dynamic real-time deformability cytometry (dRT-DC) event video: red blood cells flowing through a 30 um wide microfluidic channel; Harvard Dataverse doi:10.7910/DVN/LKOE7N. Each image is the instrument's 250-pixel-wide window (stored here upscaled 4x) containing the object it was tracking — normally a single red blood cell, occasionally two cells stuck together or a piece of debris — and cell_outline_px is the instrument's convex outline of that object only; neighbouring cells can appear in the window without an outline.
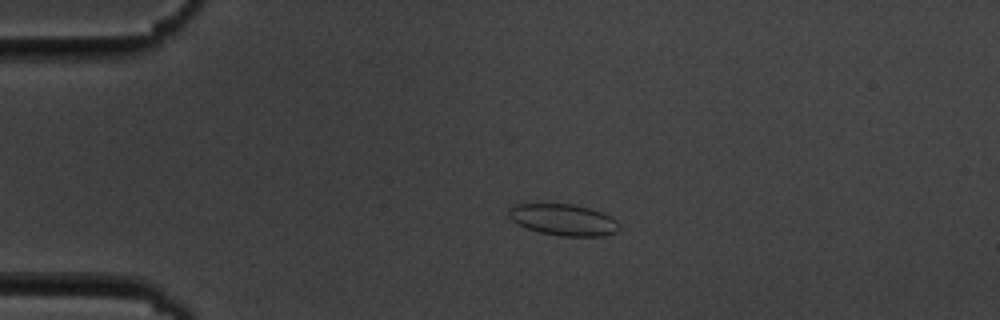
{"species": "common noctule bat (a hibernating species)", "species_latin": "Nyctalus noctula", "temperature_condition": "cold", "stored_images_in_passage": 10, "camera_frame_rate_fps": 3000, "um_per_image_px": 0.085, "animal": {"sex": "male", "body_mass_g": 19.5, "forearm_length_mm": 54.6}, "frame": {"image": 1, "passage_image": 2, "time_ms": 1.333, "image_size_px": [1000, 320], "cell_outline_px": [[620, 228], [616, 232], [604, 236], [560, 236], [540, 232], [516, 224], [508, 216], [508, 208], [516, 204], [572, 204], [604, 212], [612, 216], [616, 220]], "centroid_in_image_um": [47.9, 18.68], "position_along_channel_um": 37.1, "area_um2": 20.35}}
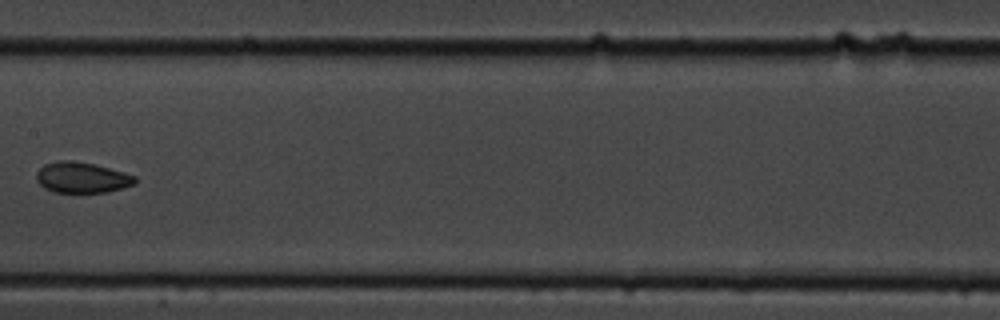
{"frame": {"image": 2, "passage_image": 7, "time_ms": 7.0, "image_size_px": [1000, 320], "cell_outline_px": [[136, 184], [108, 192], [52, 192], [44, 188], [36, 180], [36, 172], [44, 164], [60, 160], [72, 160], [92, 164], [124, 172], [136, 176]], "centroid_in_image_um": [6.95, 15.09], "position_along_channel_um": 200.5, "area_um2": 17.69}}
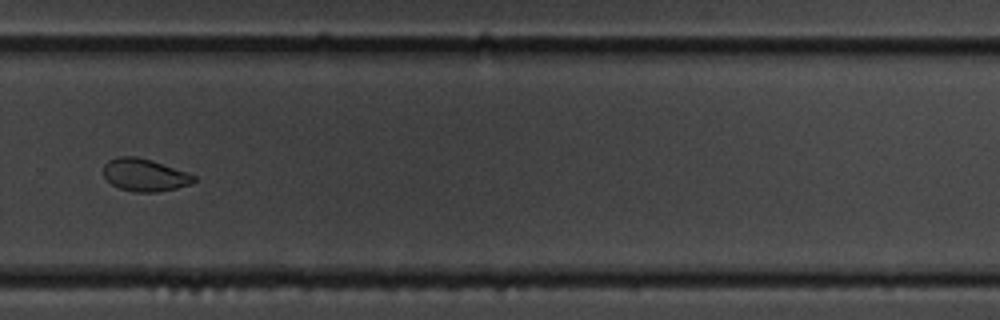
{"frame": {"image": 3, "passage_image": 10, "time_ms": 10.333, "image_size_px": [1000, 320], "cell_outline_px": [[196, 180], [192, 184], [160, 192], [132, 192], [120, 188], [112, 184], [104, 176], [104, 164], [108, 160], [116, 156], [136, 156], [152, 160], [188, 172], [196, 176]], "centroid_in_image_um": [12.32, 14.87], "position_along_channel_um": 317.5, "area_um2": 17.34}}